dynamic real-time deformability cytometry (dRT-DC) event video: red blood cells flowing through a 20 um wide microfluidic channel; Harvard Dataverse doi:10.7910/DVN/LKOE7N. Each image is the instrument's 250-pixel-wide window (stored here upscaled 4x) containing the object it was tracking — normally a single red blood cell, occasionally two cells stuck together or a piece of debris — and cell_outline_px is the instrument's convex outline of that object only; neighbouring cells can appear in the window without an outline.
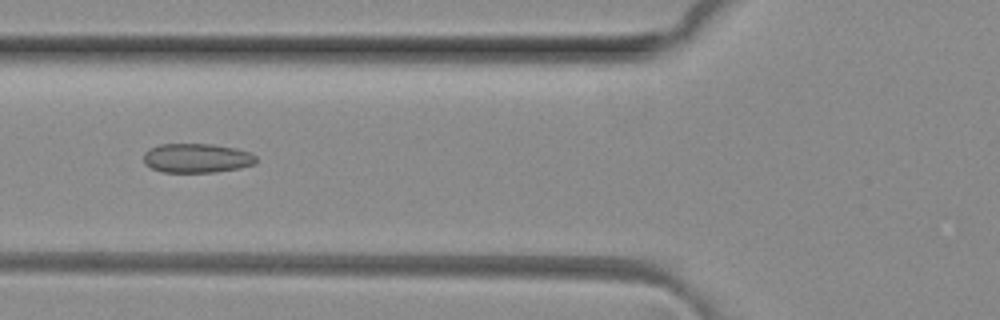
{"species": "common noctule bat (a hibernating species)", "species_latin": "Nyctalus noctula", "temperature_condition": "room temperature", "stored_images_in_passage": 5, "camera_frame_rate_fps": 3000, "um_per_image_px": 0.085, "animal": {"sex": "female", "body_mass_g": 29.2, "forearm_length_mm": 56.3}, "frame": {"image": 1, "passage_image": 5, "time_ms": 1.333, "image_size_px": [1000, 320], "cell_outline_px": [[256, 164], [240, 168], [216, 172], [164, 172], [152, 168], [144, 164], [144, 152], [148, 148], [160, 144], [212, 144], [236, 148], [248, 152], [256, 156]], "centroid_in_image_um": [16.72, 13.44], "position_along_channel_um": 109.1, "area_um2": 19.31}}